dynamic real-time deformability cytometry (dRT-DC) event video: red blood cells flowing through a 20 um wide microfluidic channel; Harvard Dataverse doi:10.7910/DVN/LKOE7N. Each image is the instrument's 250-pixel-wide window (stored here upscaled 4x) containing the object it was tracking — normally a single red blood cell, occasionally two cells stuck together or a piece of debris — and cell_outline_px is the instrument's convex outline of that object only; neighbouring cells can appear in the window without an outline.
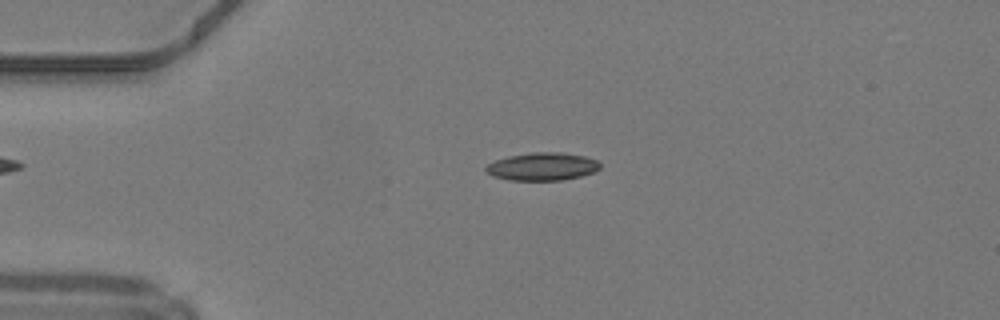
{"species": "common noctule bat (a hibernating species)", "species_latin": "Nyctalus noctula", "temperature_condition": "warm", "stored_images_in_passage": 48, "camera_frame_rate_fps": 3000, "um_per_image_px": 0.085, "animal": {"sex": "male", "body_mass_g": 19.2, "forearm_length_mm": 51.8}, "frame": {"image": 1, "passage_image": 11, "time_ms": 3.333, "image_size_px": [1000, 320], "cell_outline_px": [[600, 168], [592, 172], [580, 176], [564, 180], [508, 180], [492, 176], [484, 168], [488, 164], [496, 160], [508, 156], [532, 152], [564, 152], [584, 156], [596, 160], [600, 164]], "centroid_in_image_um": [46.09, 14.15], "position_along_channel_um": 38.9, "area_um2": 18.5}}
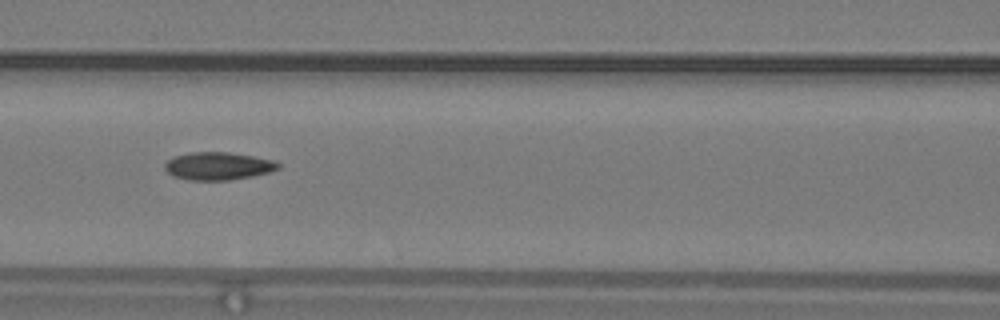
{"frame": {"image": 2, "passage_image": 21, "time_ms": 6.667, "image_size_px": [1000, 320], "cell_outline_px": [[280, 168], [268, 172], [252, 176], [228, 180], [188, 180], [172, 176], [164, 168], [164, 164], [172, 156], [188, 152], [228, 152], [276, 160], [280, 164]], "centroid_in_image_um": [18.51, 14.1], "position_along_channel_um": 148.1, "area_um2": 18.5}}
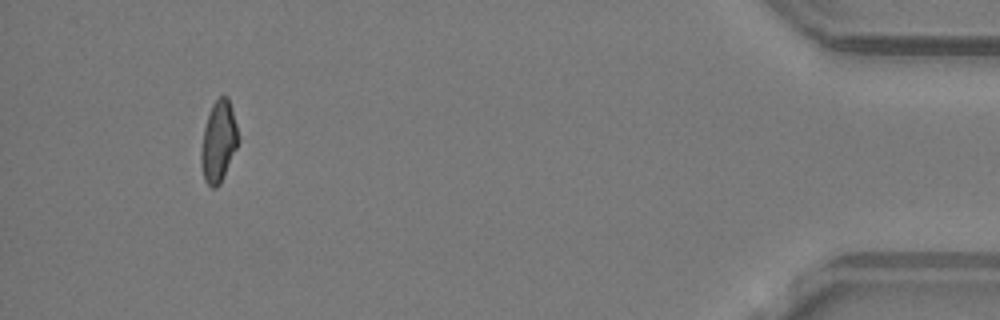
{"frame": {"image": 3, "passage_image": 45, "time_ms": 14.667, "image_size_px": [1000, 320], "cell_outline_px": [[236, 148], [220, 184], [216, 188], [212, 188], [204, 180], [200, 164], [200, 152], [204, 128], [212, 104], [220, 96], [228, 96], [232, 108], [236, 124]], "centroid_in_image_um": [18.54, 12.05], "position_along_channel_um": 416.7, "area_um2": 17.22}, "authors_computed_cell_mechanics": {"area_um2": 18.1781, "velocity_mm_per_s": 4.2463, "shape_relaxation_time_tau1_ms": null, "shape_relaxation_time_tau2_ms": 2.8415, "deformation_change_tau1": null, "deformation_change_tau2": 0.1264}}